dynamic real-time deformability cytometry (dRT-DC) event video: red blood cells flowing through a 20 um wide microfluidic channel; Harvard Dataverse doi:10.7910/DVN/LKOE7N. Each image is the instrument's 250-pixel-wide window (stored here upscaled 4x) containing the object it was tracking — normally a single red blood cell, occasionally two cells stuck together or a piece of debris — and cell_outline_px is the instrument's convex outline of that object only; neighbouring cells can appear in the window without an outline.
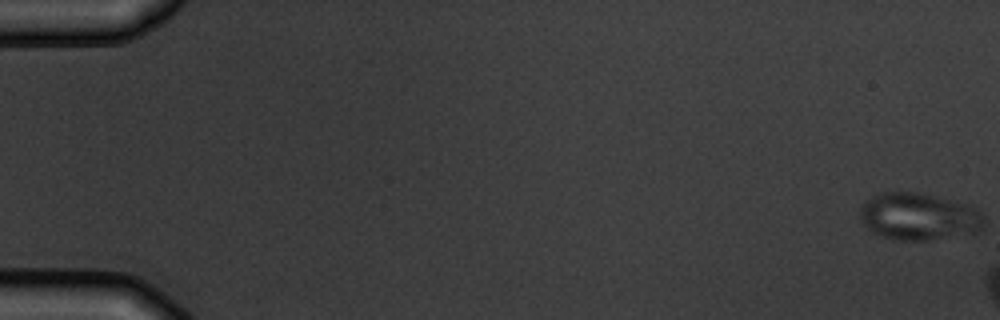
{"species": "common noctule bat (a hibernating species)", "species_latin": "Nyctalus noctula", "temperature_condition": "warm", "stored_images_in_passage": 3, "camera_frame_rate_fps": 3000, "um_per_image_px": 0.085, "animal": {"sex": "male", "body_mass_g": 19.5, "forearm_length_mm": 54.6}, "frame": {"image": 1, "passage_image": 1, "time_ms": 0.0, "image_size_px": [1000, 320], "cell_outline_px": [[984, 232], [928, 240], [892, 240], [880, 236], [872, 232], [860, 220], [860, 208], [872, 196], [884, 192], [916, 192], [936, 196], [968, 204], [976, 208], [984, 216]], "centroid_in_image_um": [78.14, 18.43], "position_along_channel_um": 6.9, "area_um2": 34.51}}